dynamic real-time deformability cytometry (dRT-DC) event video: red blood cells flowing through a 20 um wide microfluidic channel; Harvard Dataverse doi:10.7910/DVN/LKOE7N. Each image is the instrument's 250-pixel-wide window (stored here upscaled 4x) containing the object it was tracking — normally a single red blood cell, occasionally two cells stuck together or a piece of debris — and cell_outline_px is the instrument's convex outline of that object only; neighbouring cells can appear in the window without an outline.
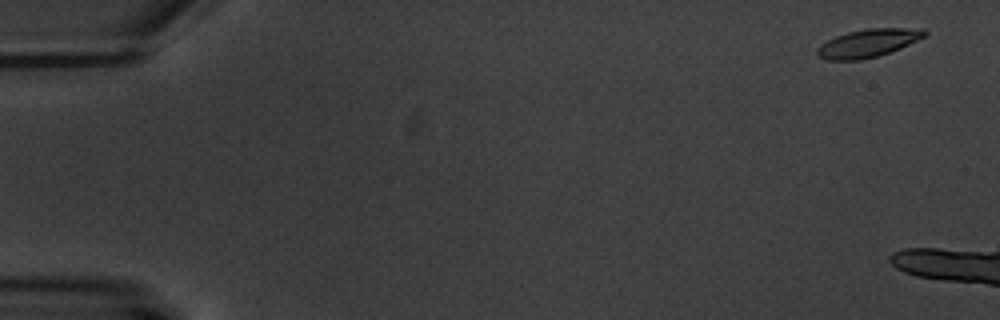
{"species": "common noctule bat (a hibernating species)", "species_latin": "Nyctalus noctula", "temperature_condition": "warm", "stored_images_in_passage": 3, "camera_frame_rate_fps": 3000, "um_per_image_px": 0.085, "animal": {"sex": "male", "body_mass_g": 20.1, "forearm_length_mm": 53.5}, "frame": {"image": 1, "passage_image": 1, "time_ms": 0.0, "image_size_px": [1000, 320], "cell_outline_px": [[928, 32], [924, 36], [900, 48], [876, 56], [860, 60], [828, 60], [816, 56], [816, 48], [820, 44], [836, 36], [848, 32], [868, 28], [924, 28]], "centroid_in_image_um": [73.74, 3.66], "position_along_channel_um": 11.3, "area_um2": 17.46}}